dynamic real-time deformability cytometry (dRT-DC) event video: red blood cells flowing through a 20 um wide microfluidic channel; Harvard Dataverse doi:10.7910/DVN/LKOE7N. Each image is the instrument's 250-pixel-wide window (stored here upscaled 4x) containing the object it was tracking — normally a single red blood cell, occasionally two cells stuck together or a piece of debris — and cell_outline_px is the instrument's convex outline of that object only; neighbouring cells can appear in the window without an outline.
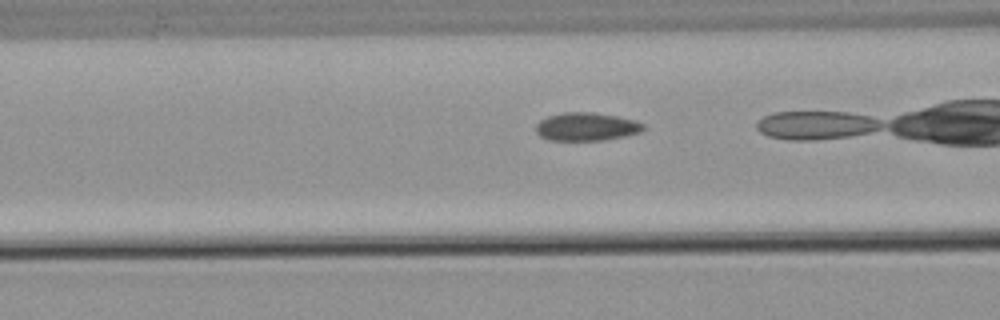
{"species": "common noctule bat (a hibernating species)", "species_latin": "Nyctalus noctula", "temperature_condition": "warm", "stored_images_in_passage": 10, "camera_frame_rate_fps": 3000, "um_per_image_px": 0.085, "animal": {"sex": "male", "body_mass_g": 21.5, "forearm_length_mm": 52.0}, "frame": {"image": 1, "passage_image": 4, "time_ms": 1.0, "image_size_px": [1000, 320], "cell_outline_px": [[644, 128], [640, 132], [624, 136], [604, 140], [548, 140], [540, 136], [536, 132], [536, 124], [540, 120], [548, 116], [564, 112], [592, 112], [616, 116], [636, 120], [644, 124]], "centroid_in_image_um": [49.83, 10.76], "position_along_channel_um": 116.8, "area_um2": 17.63}}
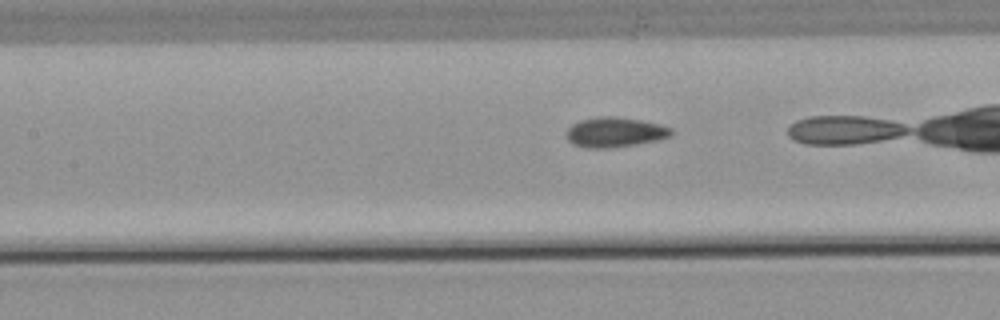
{"frame": {"image": 2, "passage_image": 7, "time_ms": 2.0, "image_size_px": [1000, 320], "cell_outline_px": [[676, 132], [672, 136], [656, 140], [636, 144], [608, 148], [588, 148], [572, 144], [568, 140], [568, 128], [572, 124], [580, 120], [600, 116], [612, 116], [640, 120], [660, 124], [672, 128]], "centroid_in_image_um": [52.3, 11.23], "position_along_channel_um": 155.1, "area_um2": 18.26}}